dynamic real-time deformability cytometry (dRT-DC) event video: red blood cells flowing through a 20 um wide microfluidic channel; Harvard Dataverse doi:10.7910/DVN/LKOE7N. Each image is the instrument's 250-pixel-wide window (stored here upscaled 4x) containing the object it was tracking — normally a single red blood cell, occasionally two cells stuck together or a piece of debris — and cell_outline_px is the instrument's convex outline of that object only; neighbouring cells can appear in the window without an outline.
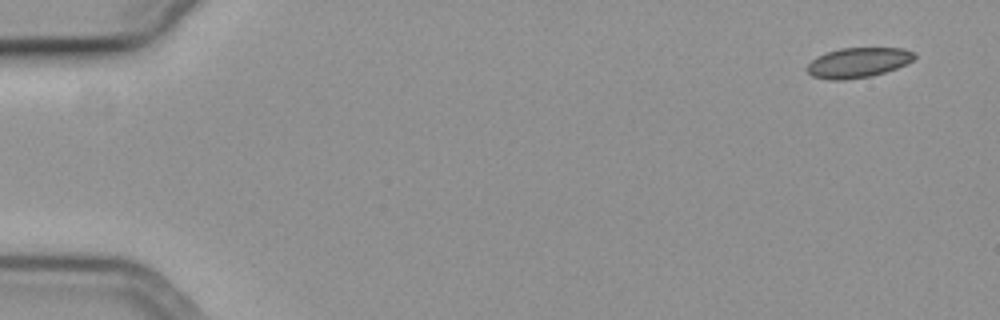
{"species": "common noctule bat (a hibernating species)", "species_latin": "Nyctalus noctula", "temperature_condition": "cold", "stored_images_in_passage": 54, "camera_frame_rate_fps": 3000, "um_per_image_px": 0.085, "animal": {"sex": "female", "body_mass_g": 19.3, "forearm_length_mm": 54.1}, "frame": {"image": 1, "passage_image": 1, "time_ms": 0.0, "image_size_px": [1000, 320], "cell_outline_px": [[916, 56], [908, 64], [872, 76], [844, 80], [832, 80], [812, 76], [804, 68], [816, 56], [824, 52], [840, 48], [904, 48], [916, 52]], "centroid_in_image_um": [72.93, 5.31], "position_along_channel_um": 12.1, "area_um2": 19.02}}
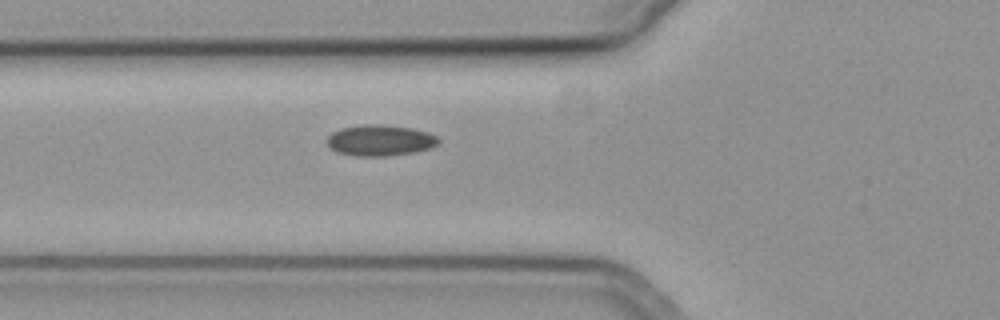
{"frame": {"image": 2, "passage_image": 19, "time_ms": 6.0, "image_size_px": [1000, 320], "cell_outline_px": [[440, 140], [432, 148], [416, 152], [388, 156], [356, 156], [336, 152], [328, 148], [328, 136], [332, 132], [340, 128], [364, 124], [380, 124], [412, 128], [428, 132], [436, 136]], "centroid_in_image_um": [32.3, 11.93], "position_along_channel_um": 93.5, "area_um2": 20.35}}
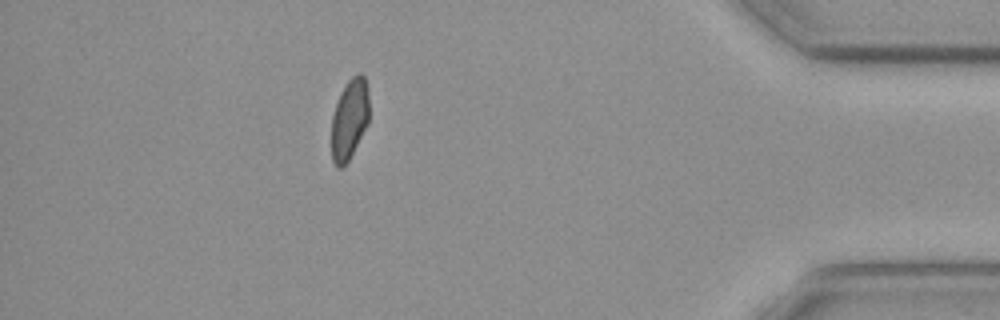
{"frame": {"image": 3, "passage_image": 48, "time_ms": 15.667, "image_size_px": [1000, 320], "cell_outline_px": [[368, 124], [348, 160], [340, 168], [336, 168], [332, 160], [332, 116], [340, 92], [348, 80], [356, 72], [360, 72], [364, 76], [368, 88]], "centroid_in_image_um": [29.71, 10.09], "position_along_channel_um": 405.5, "area_um2": 17.63}, "authors_computed_cell_mechanics": {"area_um2": 19.2763, "velocity_mm_per_s": 3.7081, "shape_relaxation_time_tau1_ms": null, "shape_relaxation_time_tau2_ms": 8.9471, "deformation_change_tau1": null, "deformation_change_tau2": 0.1278}}